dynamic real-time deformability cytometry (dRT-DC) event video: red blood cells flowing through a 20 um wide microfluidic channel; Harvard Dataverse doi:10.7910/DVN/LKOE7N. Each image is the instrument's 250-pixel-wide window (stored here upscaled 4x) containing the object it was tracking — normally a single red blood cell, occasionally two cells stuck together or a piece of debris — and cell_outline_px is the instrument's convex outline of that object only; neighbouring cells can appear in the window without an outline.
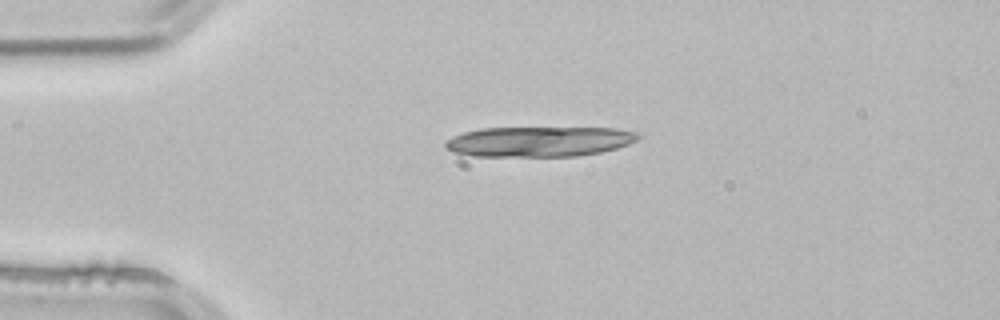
{"species": "common noctule bat (a hibernating species)", "species_latin": "Nyctalus noctula", "temperature_condition": "room temperature", "stored_images_in_passage": 5, "camera_frame_rate_fps": 3000, "um_per_image_px": 0.085, "animal": {"sex": "male", "body_mass_g": 21.5, "forearm_length_mm": 52.0}, "frame": {"image": 1, "passage_image": 5, "time_ms": 1.333, "image_size_px": [1000, 320], "cell_outline_px": [[644, 136], [628, 144], [616, 148], [600, 152], [576, 156], [472, 156], [456, 152], [448, 148], [444, 144], [452, 136], [464, 132], [480, 128], [616, 128], [640, 132]], "centroid_in_image_um": [45.89, 12.02], "position_along_channel_um": 39.1, "area_um2": 33.87}}